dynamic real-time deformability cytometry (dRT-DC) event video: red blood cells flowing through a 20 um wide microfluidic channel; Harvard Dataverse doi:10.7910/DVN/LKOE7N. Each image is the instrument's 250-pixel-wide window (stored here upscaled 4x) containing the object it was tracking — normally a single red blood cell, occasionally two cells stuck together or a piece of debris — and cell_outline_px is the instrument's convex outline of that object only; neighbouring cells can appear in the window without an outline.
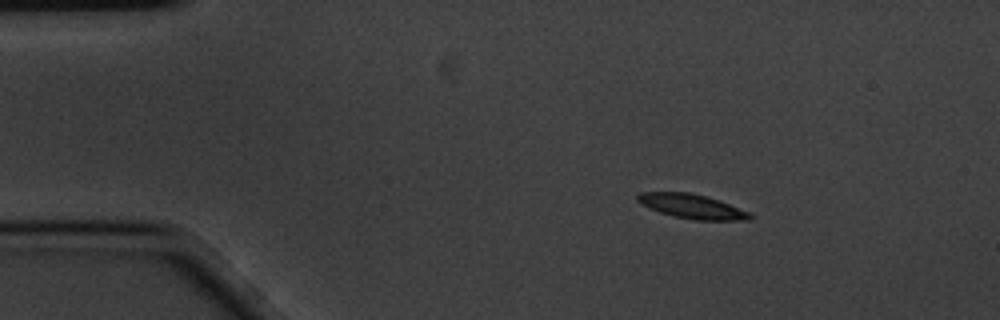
{"species": "common noctule bat (a hibernating species)", "species_latin": "Nyctalus noctula", "temperature_condition": "cold", "stored_images_in_passage": 2, "segment_of_instrument_passage": [2, 2], "camera_frame_rate_fps": 3000, "um_per_image_px": 0.085, "animal": {"sex": "male", "body_mass_g": 20.1, "forearm_length_mm": 53.5}, "frame": {"image": 1, "passage_image": 2, "time_ms": 0.333, "image_size_px": [1000, 320], "cell_outline_px": [[752, 220], [696, 220], [672, 216], [648, 208], [640, 204], [636, 200], [636, 196], [640, 192], [688, 192], [720, 200], [748, 212], [752, 216]], "centroid_in_image_um": [58.77, 17.54], "position_along_channel_um": 26.2, "area_um2": 15.95}}